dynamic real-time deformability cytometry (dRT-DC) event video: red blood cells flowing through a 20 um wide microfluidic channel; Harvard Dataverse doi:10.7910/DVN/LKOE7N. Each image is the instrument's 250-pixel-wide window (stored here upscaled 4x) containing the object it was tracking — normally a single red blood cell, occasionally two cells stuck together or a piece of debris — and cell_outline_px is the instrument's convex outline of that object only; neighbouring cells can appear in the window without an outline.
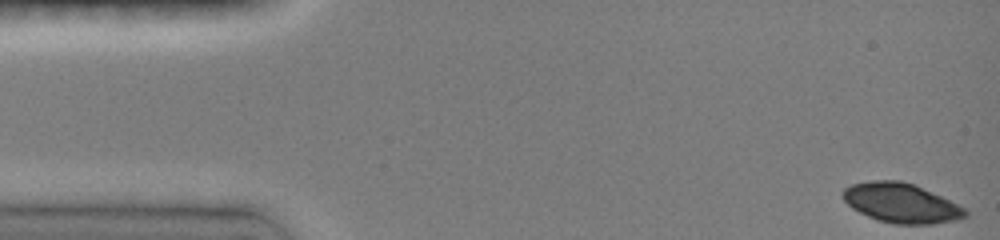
{"species": "common noctule bat (a hibernating species)", "species_latin": "Nyctalus noctula", "temperature_condition": "room temperature", "stored_images_in_passage": 45, "camera_frame_rate_fps": 3000, "um_per_image_px": 0.085, "animal": {"sex": "female", "body_mass_g": 19.0, "forearm_length_mm": 51.5}, "frame": {"image": 1, "passage_image": 1, "time_ms": 0.0, "image_size_px": [1000, 240], "cell_outline_px": [[968, 216], [960, 220], [932, 224], [892, 224], [876, 220], [852, 208], [840, 196], [840, 192], [844, 188], [852, 184], [872, 180], [900, 180], [916, 184], [964, 208], [968, 212]], "centroid_in_image_um": [76.58, 17.26], "position_along_channel_um": 8.4, "area_um2": 28.5}}
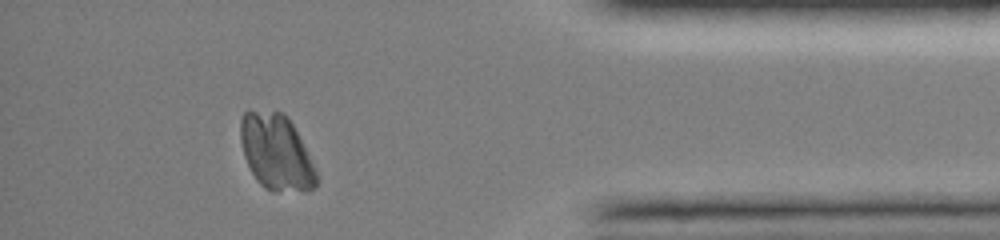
{"frame": {"image": 2, "passage_image": 41, "time_ms": 13.333, "image_size_px": [1000, 240], "cell_outline_px": [[320, 180], [316, 188], [304, 192], [272, 192], [264, 188], [256, 180], [244, 156], [240, 140], [240, 120], [244, 112], [248, 108], [284, 112], [288, 116]], "centroid_in_image_um": [23.46, 12.95], "position_along_channel_um": 411.7, "area_um2": 33.99}}